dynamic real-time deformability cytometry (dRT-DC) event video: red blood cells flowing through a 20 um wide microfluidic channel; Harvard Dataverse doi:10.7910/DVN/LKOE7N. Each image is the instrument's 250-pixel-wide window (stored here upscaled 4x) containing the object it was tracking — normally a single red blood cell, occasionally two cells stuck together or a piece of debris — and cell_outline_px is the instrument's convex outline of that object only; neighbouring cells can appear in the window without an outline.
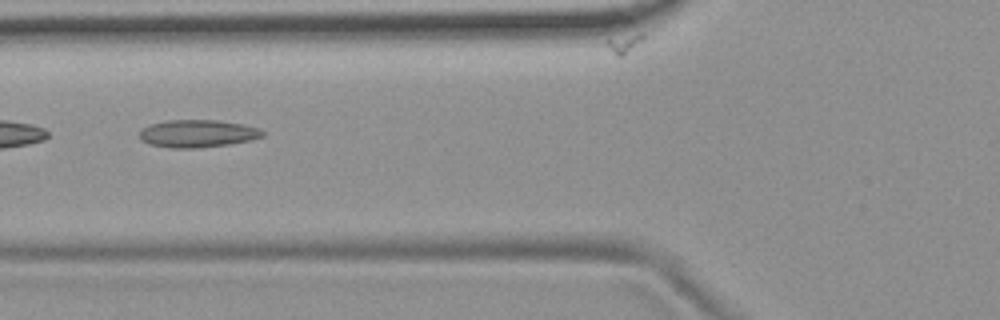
{"species": "common noctule bat (a hibernating species)", "species_latin": "Nyctalus noctula", "temperature_condition": "room temperature", "stored_images_in_passage": 5, "camera_frame_rate_fps": 3000, "um_per_image_px": 0.085, "animal": {"sex": "female", "body_mass_g": 19.9}, "frame": {"image": 1, "passage_image": 3, "time_ms": 0.667, "image_size_px": [1000, 320], "cell_outline_px": [[264, 136], [252, 140], [228, 144], [196, 148], [172, 148], [148, 144], [140, 140], [140, 128], [164, 120], [216, 120], [244, 124], [260, 128], [264, 132]], "centroid_in_image_um": [16.79, 11.35], "position_along_channel_um": 109.0, "area_um2": 19.94}}
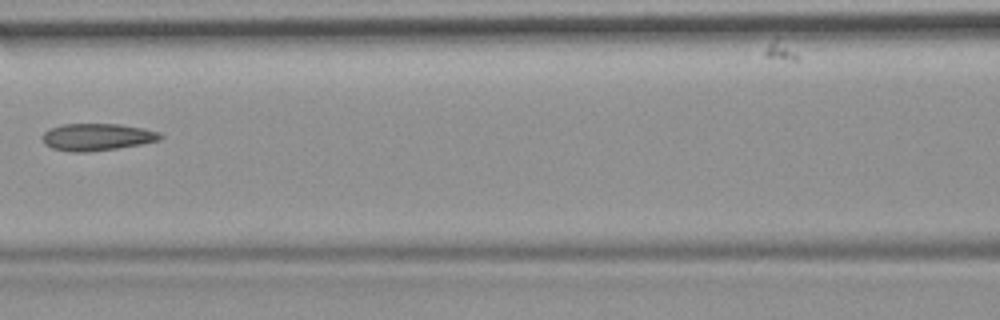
{"frame": {"image": 2, "passage_image": 4, "time_ms": 1.0, "image_size_px": [1000, 320], "cell_outline_px": [[164, 136], [160, 140], [140, 144], [116, 148], [88, 152], [72, 152], [52, 148], [44, 144], [44, 132], [48, 128], [64, 124], [120, 124], [144, 128], [160, 132]], "centroid_in_image_um": [8.27, 11.64], "position_along_channel_um": 158.3, "area_um2": 18.61}}
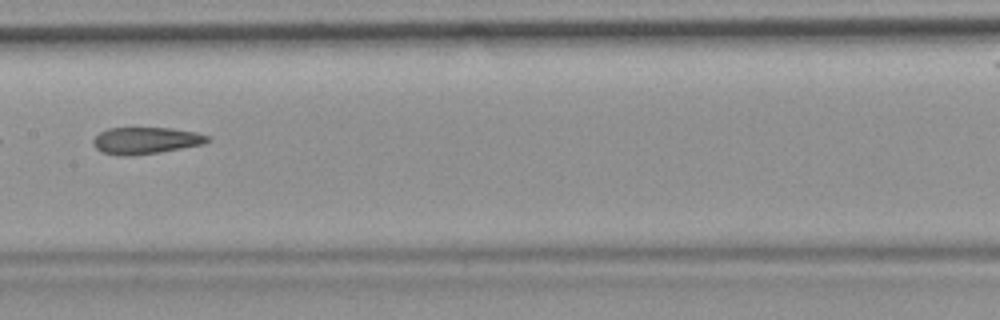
{"frame": {"image": 3, "passage_image": 5, "time_ms": 1.333, "image_size_px": [1000, 320], "cell_outline_px": [[208, 140], [204, 144], [160, 152], [132, 156], [120, 156], [100, 152], [92, 144], [92, 140], [100, 132], [108, 128], [172, 128], [196, 132], [208, 136]], "centroid_in_image_um": [12.34, 11.95], "position_along_channel_um": 195.1, "area_um2": 17.92}}